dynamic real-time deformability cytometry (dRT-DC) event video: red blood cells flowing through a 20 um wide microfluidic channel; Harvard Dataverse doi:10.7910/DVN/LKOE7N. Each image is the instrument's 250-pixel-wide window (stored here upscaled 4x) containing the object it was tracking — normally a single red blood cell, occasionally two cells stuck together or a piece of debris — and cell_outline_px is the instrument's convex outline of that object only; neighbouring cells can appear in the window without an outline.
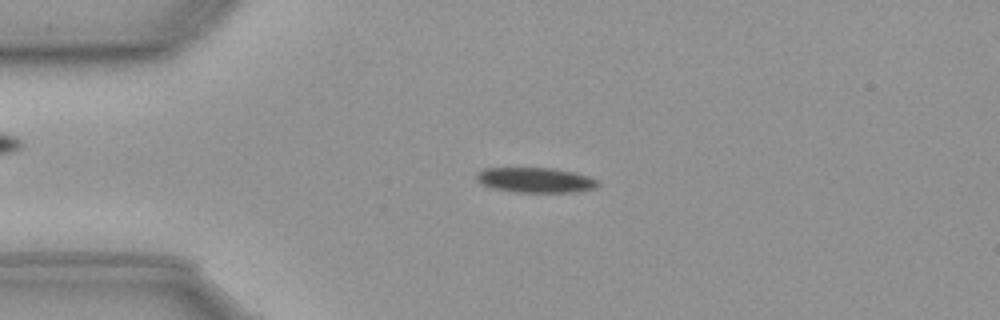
{"species": "common noctule bat (a hibernating species)", "species_latin": "Nyctalus noctula", "temperature_condition": "cold", "stored_images_in_passage": 55, "camera_frame_rate_fps": 3000, "um_per_image_px": 0.085, "animal": {"sex": "male", "body_mass_g": 23.1, "forearm_length_mm": 52.7}, "frame": {"image": 1, "passage_image": 11, "time_ms": 3.333, "image_size_px": [1000, 320], "cell_outline_px": [[600, 184], [596, 188], [572, 192], [516, 192], [496, 188], [484, 184], [476, 180], [476, 172], [484, 168], [556, 168], [588, 176], [600, 180]], "centroid_in_image_um": [45.55, 15.29], "position_along_channel_um": 39.4, "area_um2": 17.69}}
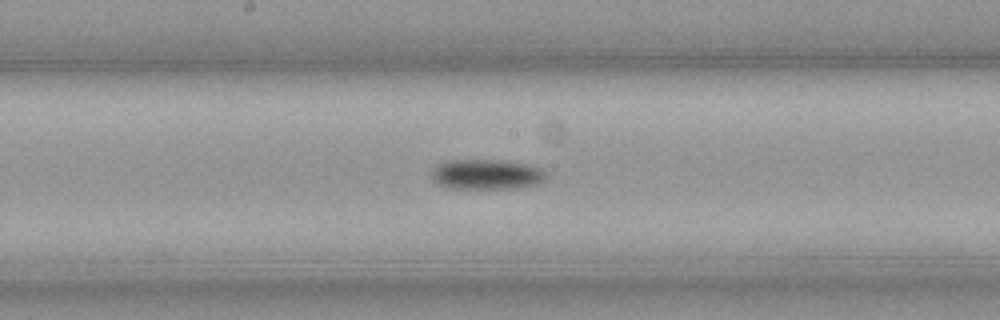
{"frame": {"image": 2, "passage_image": 27, "time_ms": 8.667, "image_size_px": [1000, 320], "cell_outline_px": [[548, 176], [540, 184], [516, 188], [448, 188], [440, 184], [432, 176], [432, 172], [440, 164], [448, 160], [500, 160], [524, 164], [540, 168]], "centroid_in_image_um": [41.41, 14.83], "position_along_channel_um": 206.8, "area_um2": 19.77}}
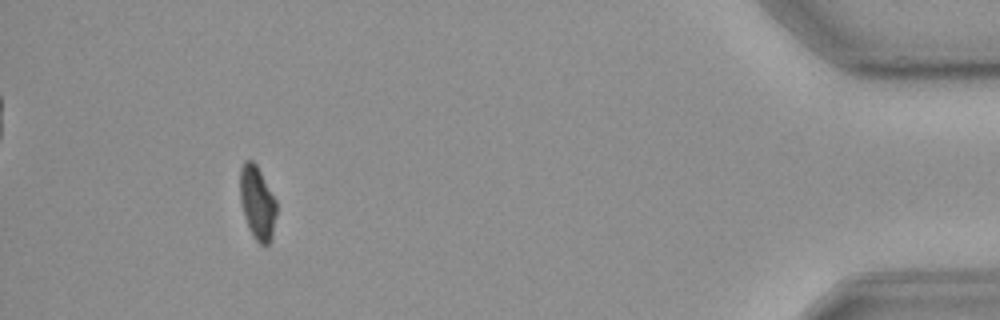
{"frame": {"image": 3, "passage_image": 50, "time_ms": 16.333, "image_size_px": [1000, 320], "cell_outline_px": [[276, 212], [272, 236], [268, 244], [260, 244], [252, 236], [248, 228], [240, 204], [240, 168], [244, 160], [252, 160], [256, 164], [276, 200]], "centroid_in_image_um": [21.84, 17.22], "position_along_channel_um": 413.4, "area_um2": 15.61}, "authors_computed_cell_mechanics": {"area_um2": 17.8602, "velocity_mm_per_s": 3.5999, "shape_relaxation_time_tau1_ms": 4.2417, "shape_relaxation_time_tau2_ms": null, "deformation_change_tau1": 0.1035, "deformation_change_tau2": null}}